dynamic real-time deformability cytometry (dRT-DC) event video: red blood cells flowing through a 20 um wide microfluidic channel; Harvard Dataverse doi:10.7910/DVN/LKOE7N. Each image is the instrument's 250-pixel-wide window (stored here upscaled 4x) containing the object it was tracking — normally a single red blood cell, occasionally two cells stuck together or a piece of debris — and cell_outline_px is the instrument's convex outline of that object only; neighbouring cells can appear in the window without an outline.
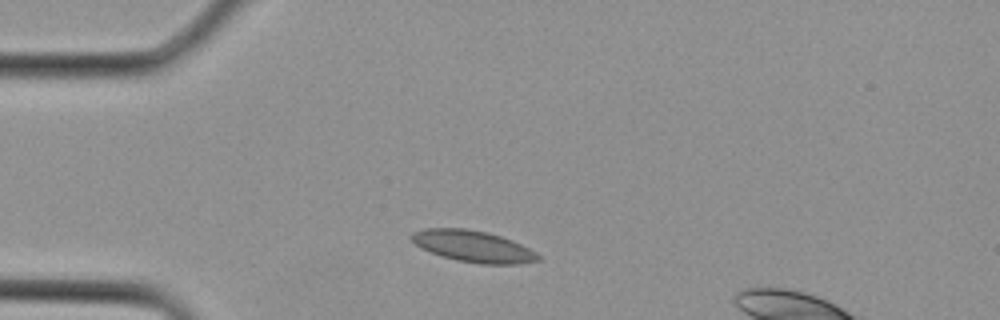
{"species": "Egyptian fruit bat (a non-hibernating species)", "species_latin": "Rousettus aegyptiacus", "temperature_condition": "cold", "stored_images_in_passage": 1, "camera_frame_rate_fps": 3000, "um_per_image_px": 0.085, "animal": {"sex": "female"}, "frame": {"image": 1, "passage_image": 1, "time_ms": 0.0, "image_size_px": [1000, 320], "cell_outline_px": [[540, 260], [520, 264], [480, 264], [456, 260], [420, 248], [408, 236], [412, 232], [424, 228], [464, 228], [484, 232], [500, 236], [512, 240], [536, 252], [540, 256]], "centroid_in_image_um": [40.2, 20.94], "position_along_channel_um": 44.8, "area_um2": 23.12}}